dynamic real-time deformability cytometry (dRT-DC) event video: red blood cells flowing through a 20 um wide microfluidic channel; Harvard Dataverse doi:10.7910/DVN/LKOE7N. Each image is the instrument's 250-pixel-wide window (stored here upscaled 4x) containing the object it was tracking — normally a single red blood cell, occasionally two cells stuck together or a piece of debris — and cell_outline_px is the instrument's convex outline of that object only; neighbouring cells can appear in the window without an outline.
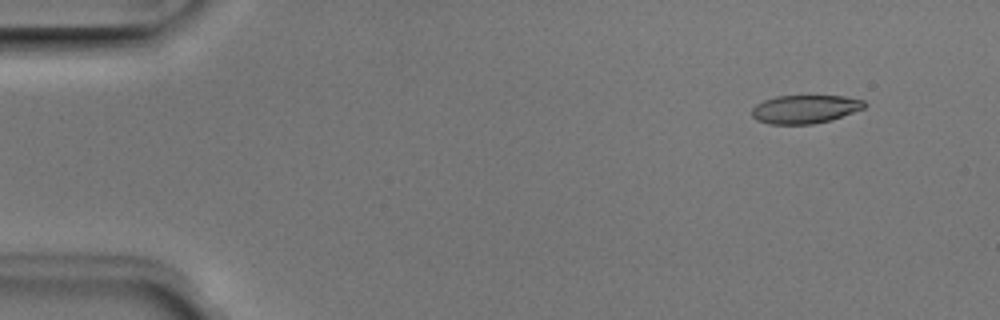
{"species": "Egyptian fruit bat (a non-hibernating species)", "species_latin": "Rousettus aegyptiacus", "temperature_condition": "room temperature", "stored_images_in_passage": 6, "segment_of_instrument_passage": [1, 2], "camera_frame_rate_fps": 3000, "um_per_image_px": 0.085, "animal": {"sex": "male"}, "frame": {"image": 1, "passage_image": 2, "time_ms": 0.333, "image_size_px": [1000, 320], "cell_outline_px": [[868, 104], [864, 108], [832, 120], [812, 124], [768, 124], [756, 120], [752, 116], [752, 108], [756, 104], [764, 100], [776, 96], [844, 96], [864, 100]], "centroid_in_image_um": [68.43, 9.28], "position_along_channel_um": 16.6, "area_um2": 18.73}}